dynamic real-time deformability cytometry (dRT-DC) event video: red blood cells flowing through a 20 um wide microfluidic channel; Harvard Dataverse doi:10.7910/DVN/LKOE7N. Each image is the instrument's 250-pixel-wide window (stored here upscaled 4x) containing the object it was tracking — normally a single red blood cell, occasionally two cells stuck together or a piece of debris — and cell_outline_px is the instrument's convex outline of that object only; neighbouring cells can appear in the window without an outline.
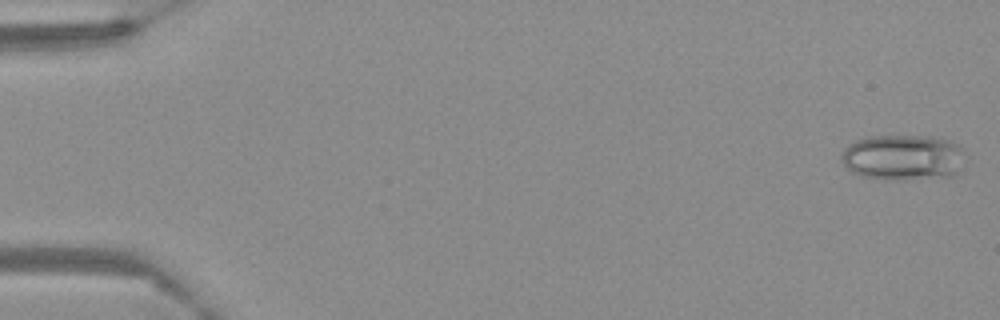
{"species": "Egyptian fruit bat (a non-hibernating species)", "species_latin": "Rousettus aegyptiacus", "temperature_condition": "warm", "stored_images_in_passage": 10, "camera_frame_rate_fps": 3000, "um_per_image_px": 0.085, "frame": {"image": 1, "passage_image": 2, "time_ms": 0.333, "image_size_px": [1000, 320], "cell_outline_px": [[960, 148], [956, 172], [952, 176], [900, 180], [884, 180], [860, 176], [852, 172], [844, 164], [840, 156], [844, 148], [848, 144], [856, 140], [872, 136], [932, 136], [948, 140], [960, 144]], "centroid_in_image_um": [76.65, 13.38], "position_along_channel_um": 8.4, "area_um2": 32.6}}